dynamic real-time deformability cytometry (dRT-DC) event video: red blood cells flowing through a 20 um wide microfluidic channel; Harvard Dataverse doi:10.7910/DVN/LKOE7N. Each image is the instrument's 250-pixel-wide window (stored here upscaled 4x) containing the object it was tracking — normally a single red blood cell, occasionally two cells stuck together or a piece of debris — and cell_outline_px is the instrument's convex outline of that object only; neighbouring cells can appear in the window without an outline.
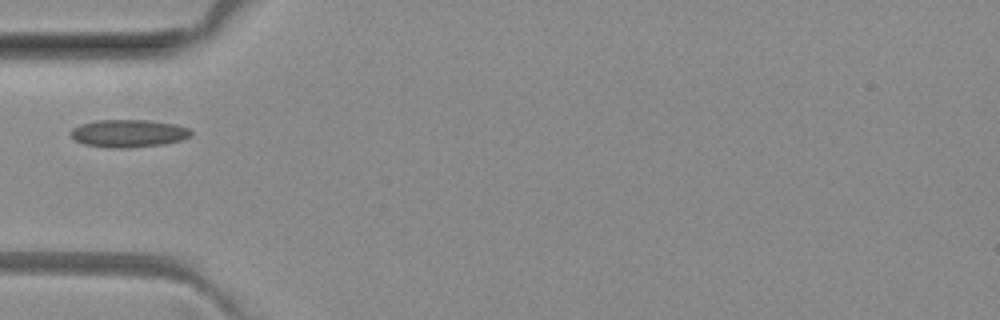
{"species": "common noctule bat (a hibernating species)", "species_latin": "Nyctalus noctula", "temperature_condition": "room temperature", "stored_images_in_passage": 34, "camera_frame_rate_fps": 3000, "um_per_image_px": 0.085, "animal": {"sex": "female", "body_mass_g": 29.2, "forearm_length_mm": 56.3}, "frame": {"image": 1, "passage_image": 1, "time_ms": 0.0, "image_size_px": [1000, 320], "cell_outline_px": [[192, 136], [180, 140], [164, 144], [124, 148], [112, 148], [84, 144], [76, 140], [72, 136], [72, 128], [80, 124], [96, 120], [148, 120], [176, 124], [188, 128], [192, 132]], "centroid_in_image_um": [10.94, 11.33], "position_along_channel_um": 74.1, "area_um2": 19.31}}
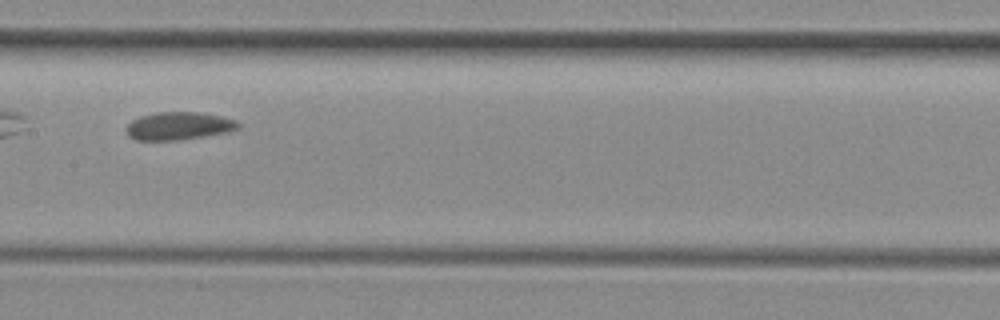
{"frame": {"image": 2, "passage_image": 10, "time_ms": 3.0, "image_size_px": [1000, 320], "cell_outline_px": [[240, 128], [228, 132], [180, 140], [136, 140], [128, 136], [124, 128], [132, 120], [140, 116], [156, 112], [200, 112], [220, 116], [236, 120], [240, 124]], "centroid_in_image_um": [15.18, 10.7], "position_along_channel_um": 192.2, "area_um2": 18.32}}
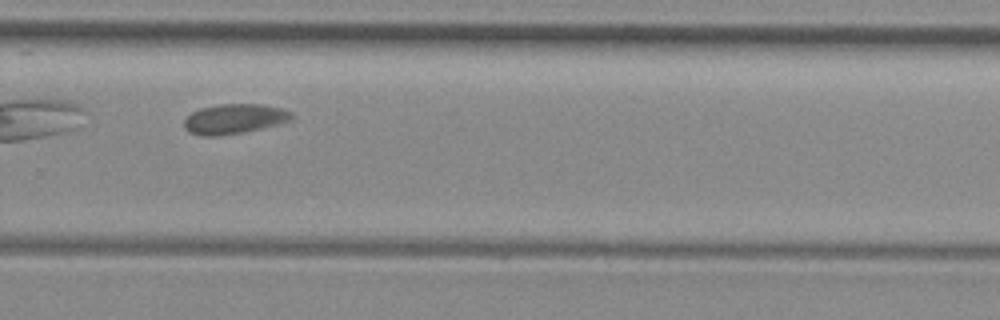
{"frame": {"image": 3, "passage_image": 19, "time_ms": 6.0, "image_size_px": [1000, 320], "cell_outline_px": [[296, 116], [292, 120], [244, 132], [220, 136], [204, 136], [188, 132], [184, 128], [184, 120], [192, 112], [200, 108], [220, 104], [260, 104], [284, 108], [292, 112]], "centroid_in_image_um": [19.93, 10.1], "position_along_channel_um": 309.9, "area_um2": 18.84}}